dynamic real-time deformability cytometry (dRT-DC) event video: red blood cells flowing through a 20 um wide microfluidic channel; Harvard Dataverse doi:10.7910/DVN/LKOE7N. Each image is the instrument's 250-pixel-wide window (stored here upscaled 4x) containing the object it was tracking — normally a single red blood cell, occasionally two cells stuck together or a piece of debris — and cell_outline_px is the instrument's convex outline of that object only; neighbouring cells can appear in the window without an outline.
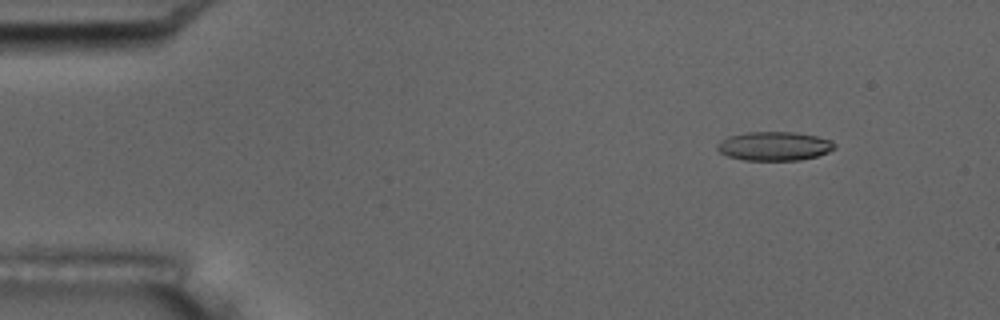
{"species": "common noctule bat (a hibernating species)", "species_latin": "Nyctalus noctula", "temperature_condition": "room temperature", "stored_images_in_passage": 4, "camera_frame_rate_fps": 3000, "um_per_image_px": 0.085, "animal": {"sex": "male", "body_mass_g": 17.5, "forearm_length_mm": 52.3}, "frame": {"image": 1, "passage_image": 2, "time_ms": 1.333, "image_size_px": [1000, 320], "cell_outline_px": [[836, 148], [828, 152], [816, 156], [800, 160], [744, 160], [728, 156], [720, 152], [716, 148], [716, 144], [720, 140], [728, 136], [748, 132], [796, 132], [816, 136], [832, 140], [836, 144]], "centroid_in_image_um": [65.82, 12.41], "position_along_channel_um": 19.2, "area_um2": 19.88}}